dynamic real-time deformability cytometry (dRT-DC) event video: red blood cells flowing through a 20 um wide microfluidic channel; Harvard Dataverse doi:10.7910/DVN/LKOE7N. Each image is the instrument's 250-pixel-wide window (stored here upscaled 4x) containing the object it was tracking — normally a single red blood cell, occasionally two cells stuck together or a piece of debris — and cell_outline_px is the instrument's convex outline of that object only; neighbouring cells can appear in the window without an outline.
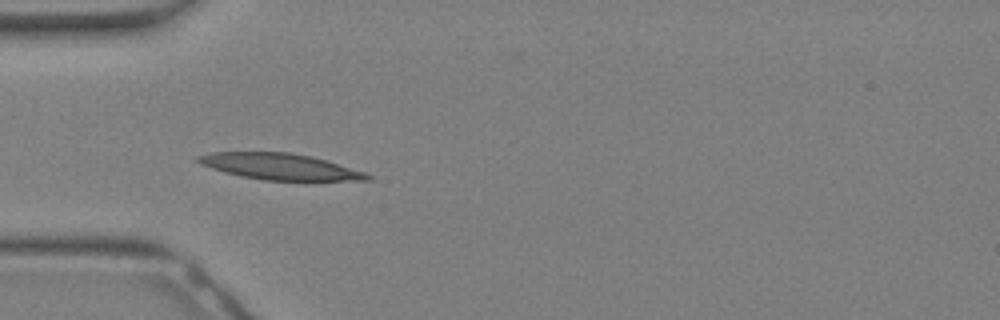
{"species": "Egyptian fruit bat (a non-hibernating species)", "species_latin": "Rousettus aegyptiacus", "temperature_condition": "warm", "stored_images_in_passage": 4, "camera_frame_rate_fps": 3000, "um_per_image_px": 0.085, "animal": {"sex": "female"}, "frame": {"image": 1, "passage_image": 2, "time_ms": 0.333, "image_size_px": [1000, 320], "cell_outline_px": [[372, 180], [264, 180], [240, 176], [224, 172], [200, 164], [196, 160], [196, 156], [212, 152], [288, 152], [312, 156], [364, 172], [372, 176]], "centroid_in_image_um": [23.75, 14.15], "position_along_channel_um": 61.3, "area_um2": 25.61}}
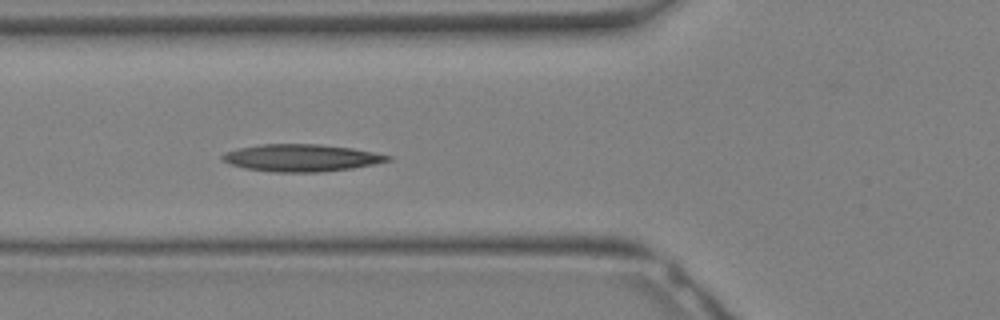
{"frame": {"image": 2, "passage_image": 4, "time_ms": 1.0, "image_size_px": [1000, 320], "cell_outline_px": [[392, 160], [352, 168], [320, 172], [272, 172], [244, 168], [228, 164], [220, 156], [224, 152], [240, 148], [260, 144], [320, 144], [352, 148], [392, 156]], "centroid_in_image_um": [25.58, 13.42], "position_along_channel_um": 100.2, "area_um2": 26.18}}